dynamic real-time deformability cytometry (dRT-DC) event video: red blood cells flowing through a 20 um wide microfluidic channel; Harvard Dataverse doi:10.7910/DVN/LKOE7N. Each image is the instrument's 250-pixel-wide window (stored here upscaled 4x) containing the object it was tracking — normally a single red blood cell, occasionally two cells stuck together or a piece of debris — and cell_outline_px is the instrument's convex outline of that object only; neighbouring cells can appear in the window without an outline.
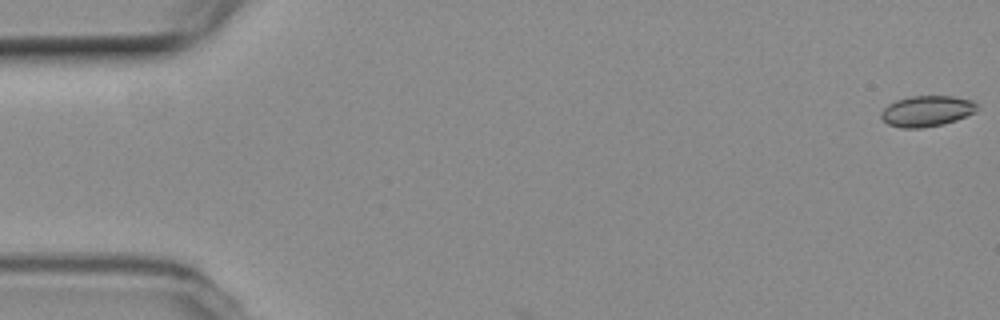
{"species": "common noctule bat (a hibernating species)", "species_latin": "Nyctalus noctula", "temperature_condition": "room temperature", "stored_images_in_passage": 7, "camera_frame_rate_fps": 3000, "um_per_image_px": 0.085, "animal": {"sex": "female", "body_mass_g": 19.3, "forearm_length_mm": 54.1}, "frame": {"image": 1, "passage_image": 1, "time_ms": 0.0, "image_size_px": [1000, 320], "cell_outline_px": [[980, 108], [976, 112], [956, 120], [940, 124], [920, 128], [900, 128], [888, 124], [880, 116], [880, 112], [888, 104], [896, 100], [912, 96], [952, 96], [972, 100], [980, 104]], "centroid_in_image_um": [78.81, 9.43], "position_along_channel_um": 6.2, "area_um2": 17.34}}